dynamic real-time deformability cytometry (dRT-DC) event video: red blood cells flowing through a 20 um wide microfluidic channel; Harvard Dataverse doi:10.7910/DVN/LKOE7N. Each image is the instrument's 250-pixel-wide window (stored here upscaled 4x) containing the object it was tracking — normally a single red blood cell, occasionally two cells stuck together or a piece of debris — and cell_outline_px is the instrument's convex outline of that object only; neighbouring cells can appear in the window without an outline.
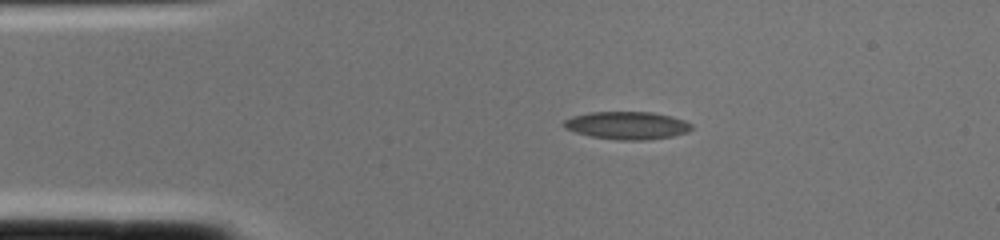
{"species": "common noctule bat (a hibernating species)", "species_latin": "Nyctalus noctula", "temperature_condition": "cold", "stored_images_in_passage": 1, "camera_frame_rate_fps": 3000, "um_per_image_px": 0.085, "animal": {"sex": "female", "body_mass_g": 22.0, "forearm_length_mm": 56.7}, "frame": {"image": 1, "passage_image": 1, "time_ms": 0.0, "image_size_px": [1000, 240], "cell_outline_px": [[692, 128], [688, 132], [672, 136], [644, 140], [616, 140], [592, 136], [576, 132], [564, 128], [564, 120], [572, 116], [588, 112], [652, 112], [672, 116], [684, 120], [692, 124]], "centroid_in_image_um": [53.31, 10.65], "position_along_channel_um": 31.7, "area_um2": 20.63}}